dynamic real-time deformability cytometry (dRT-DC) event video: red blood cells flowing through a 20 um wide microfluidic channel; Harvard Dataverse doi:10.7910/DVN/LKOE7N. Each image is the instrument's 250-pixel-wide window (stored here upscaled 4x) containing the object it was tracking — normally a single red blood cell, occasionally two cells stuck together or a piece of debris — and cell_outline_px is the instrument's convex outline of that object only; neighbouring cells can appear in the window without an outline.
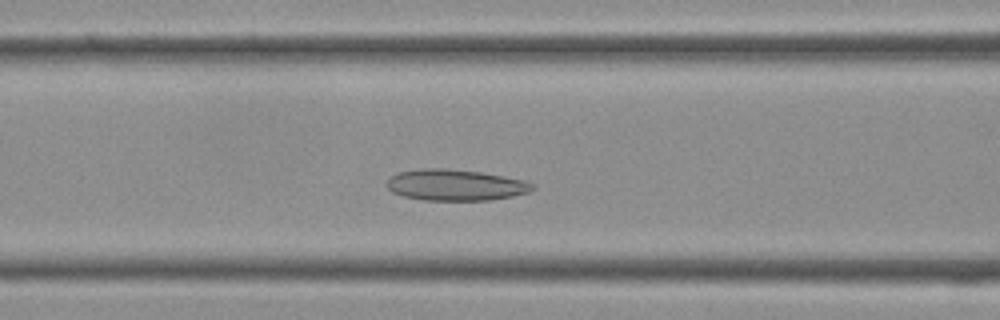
{"species": "Egyptian fruit bat (a non-hibernating species)", "species_latin": "Rousettus aegyptiacus", "temperature_condition": "cold", "stored_images_in_passage": 35, "camera_frame_rate_fps": 3000, "um_per_image_px": 0.085, "frame": {"image": 1, "passage_image": 11, "time_ms": 3.333, "image_size_px": [1000, 320], "cell_outline_px": [[536, 188], [528, 192], [512, 196], [492, 200], [424, 200], [404, 196], [392, 192], [388, 188], [388, 180], [396, 172], [420, 168], [444, 168], [480, 172], [504, 176], [524, 180], [536, 184]], "centroid_in_image_um": [38.74, 15.72], "position_along_channel_um": 127.9, "area_um2": 26.53}}
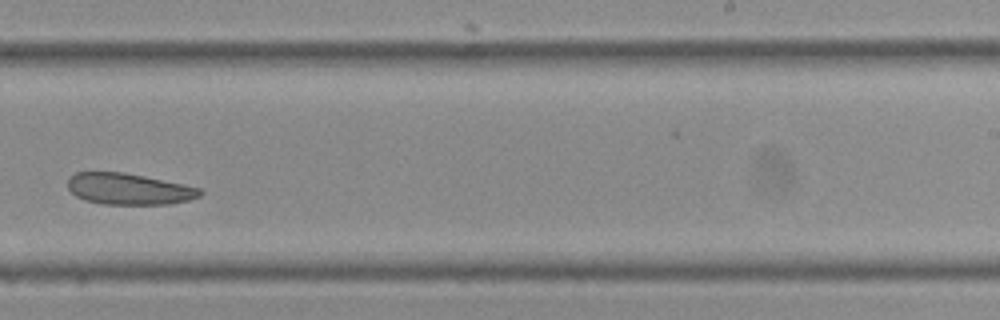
{"frame": {"image": 2, "passage_image": 20, "time_ms": 6.333, "image_size_px": [1000, 320], "cell_outline_px": [[204, 192], [200, 196], [188, 200], [168, 204], [104, 204], [84, 200], [76, 196], [68, 188], [68, 176], [76, 172], [124, 172], [184, 184], [200, 188]], "centroid_in_image_um": [10.94, 16.06], "position_along_channel_um": 278.1, "area_um2": 24.16}}
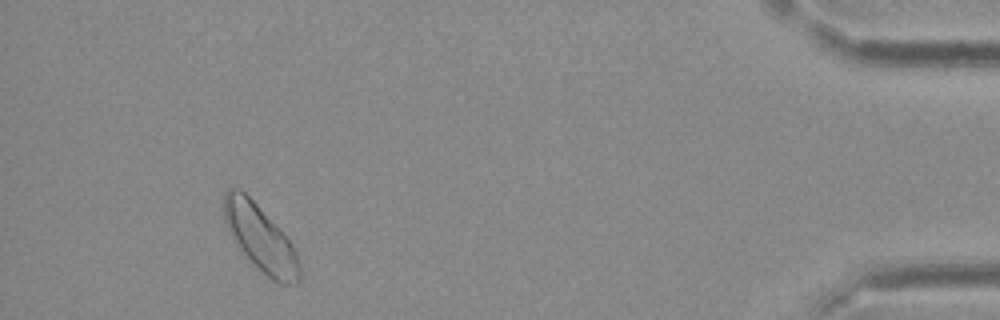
{"frame": {"image": 3, "passage_image": 32, "time_ms": 10.333, "image_size_px": [1000, 320], "cell_outline_px": [[300, 280], [292, 284], [280, 284], [272, 280], [248, 260], [236, 244], [228, 232], [224, 220], [224, 192], [228, 188], [240, 188], [256, 204], [296, 248], [300, 264]], "centroid_in_image_um": [22.12, 20.27], "position_along_channel_um": 413.1, "area_um2": 29.02}}